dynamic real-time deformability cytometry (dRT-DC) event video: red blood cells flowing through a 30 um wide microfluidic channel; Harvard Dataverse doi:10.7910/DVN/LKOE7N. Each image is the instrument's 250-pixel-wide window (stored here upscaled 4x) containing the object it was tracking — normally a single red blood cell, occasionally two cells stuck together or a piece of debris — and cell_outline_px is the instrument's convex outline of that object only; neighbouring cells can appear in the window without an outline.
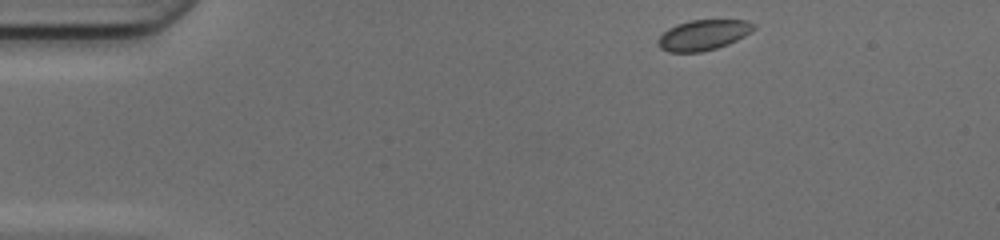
{"species": "common noctule bat (a hibernating species)", "species_latin": "Nyctalus noctula", "temperature_condition": "cold", "stored_images_in_passage": 43, "camera_frame_rate_fps": 3000, "um_per_image_px": 0.085, "animal": {"sex": "female", "body_mass_g": 17.0, "forearm_length_mm": 48.0}, "frame": {"image": 1, "passage_image": 1, "time_ms": 0.0, "image_size_px": [1000, 240], "cell_outline_px": [[756, 28], [752, 32], [728, 44], [716, 48], [700, 52], [668, 52], [660, 48], [656, 44], [656, 40], [668, 28], [676, 24], [688, 20], [748, 20], [756, 24]], "centroid_in_image_um": [59.77, 2.97], "position_along_channel_um": 25.2, "area_um2": 17.17}}
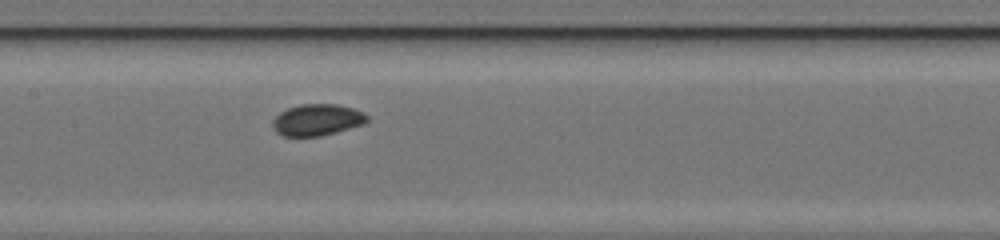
{"frame": {"image": 2, "passage_image": 18, "time_ms": 5.667, "image_size_px": [1000, 240], "cell_outline_px": [[368, 120], [364, 124], [336, 132], [320, 136], [280, 136], [272, 128], [272, 120], [280, 112], [288, 108], [300, 104], [336, 104], [352, 108], [364, 112], [368, 116]], "centroid_in_image_um": [26.94, 10.19], "position_along_channel_um": 180.5, "area_um2": 17.46}}
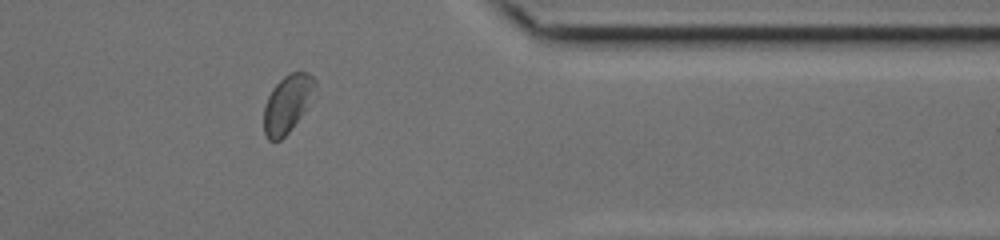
{"frame": {"image": 3, "passage_image": 34, "time_ms": 11.0, "image_size_px": [1000, 240], "cell_outline_px": [[316, 84], [304, 112], [288, 132], [280, 140], [268, 140], [264, 132], [264, 108], [268, 96], [272, 88], [284, 76], [292, 72], [308, 72], [316, 80]], "centroid_in_image_um": [24.41, 8.81], "position_along_channel_um": 387.0, "area_um2": 16.82}, "authors_computed_cell_mechanics": {"area_um2": 17.3978, "velocity_mm_per_s": 4.1668, "shape_relaxation_time_tau1_ms": null, "shape_relaxation_time_tau2_ms": 4.1443, "deformation_change_tau1": null, "deformation_change_tau2": 0.0461}}